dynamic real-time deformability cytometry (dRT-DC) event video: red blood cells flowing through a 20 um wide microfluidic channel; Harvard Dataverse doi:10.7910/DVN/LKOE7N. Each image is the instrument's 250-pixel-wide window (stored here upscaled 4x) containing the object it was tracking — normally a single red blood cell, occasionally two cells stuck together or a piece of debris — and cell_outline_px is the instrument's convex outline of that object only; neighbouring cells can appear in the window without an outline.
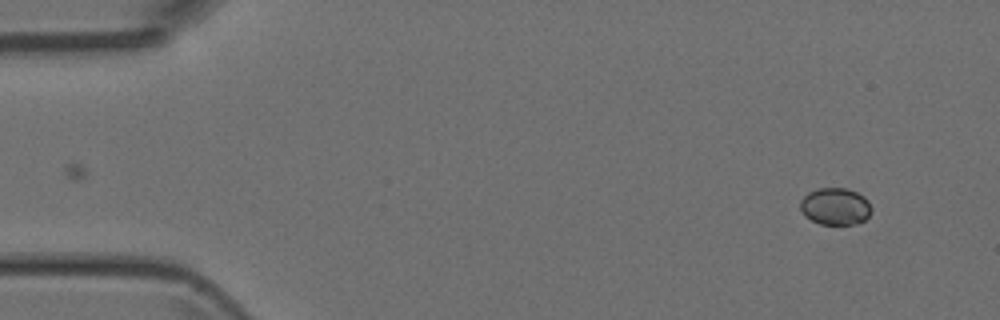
{"species": "Egyptian fruit bat (a non-hibernating species)", "species_latin": "Rousettus aegyptiacus", "temperature_condition": "room temperature", "stored_images_in_passage": 2, "camera_frame_rate_fps": 3000, "um_per_image_px": 0.085, "animal": {"sex": "female"}, "frame": {"image": 1, "passage_image": 2, "time_ms": 2.0, "image_size_px": [1000, 320], "cell_outline_px": [[872, 212], [864, 220], [856, 224], [820, 224], [804, 216], [800, 208], [800, 200], [808, 192], [820, 188], [848, 188], [864, 196], [868, 200], [872, 208]], "centroid_in_image_um": [71.01, 17.54], "position_along_channel_um": 14.0, "area_um2": 15.49}}